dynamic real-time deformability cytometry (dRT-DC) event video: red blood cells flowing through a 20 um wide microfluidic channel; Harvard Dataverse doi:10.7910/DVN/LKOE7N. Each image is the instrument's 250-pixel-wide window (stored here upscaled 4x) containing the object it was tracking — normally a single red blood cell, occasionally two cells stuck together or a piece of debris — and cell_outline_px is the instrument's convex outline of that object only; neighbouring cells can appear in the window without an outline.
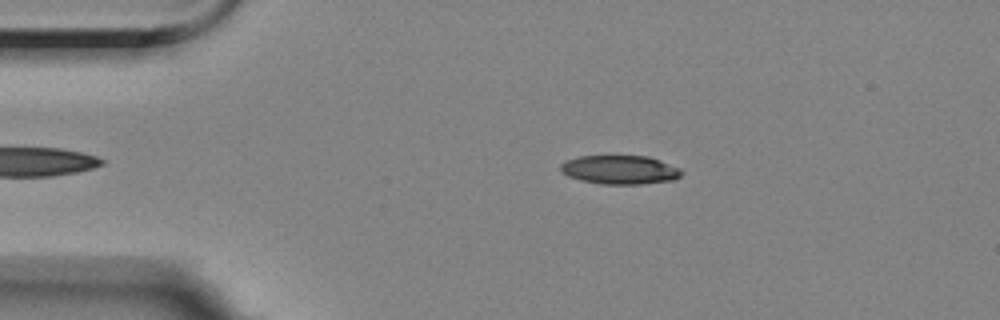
{"species": "Egyptian fruit bat (a non-hibernating species)", "species_latin": "Rousettus aegyptiacus", "temperature_condition": "room temperature", "stored_images_in_passage": 40, "camera_frame_rate_fps": 3000, "um_per_image_px": 0.085, "animal": {"sex": "female"}, "frame": {"image": 1, "passage_image": 2, "time_ms": 0.333, "image_size_px": [1000, 320], "cell_outline_px": [[684, 172], [676, 180], [640, 184], [604, 184], [580, 180], [568, 176], [560, 168], [560, 164], [568, 160], [580, 156], [648, 156], [660, 160], [680, 168]], "centroid_in_image_um": [52.74, 14.43], "position_along_channel_um": 32.3, "area_um2": 20.29}}
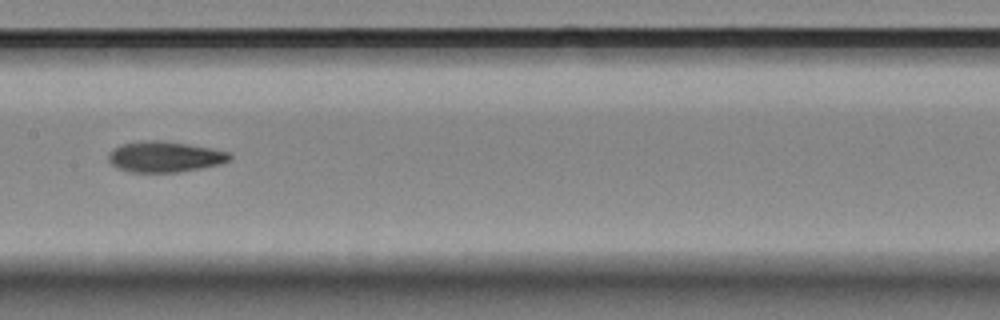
{"frame": {"image": 2, "passage_image": 19, "time_ms": 6.0, "image_size_px": [1000, 320], "cell_outline_px": [[232, 156], [228, 160], [220, 164], [176, 172], [128, 172], [116, 168], [108, 160], [108, 152], [112, 148], [120, 144], [140, 140], [164, 140], [208, 148], [228, 152]], "centroid_in_image_um": [13.9, 13.31], "position_along_channel_um": 193.5, "area_um2": 21.73}}
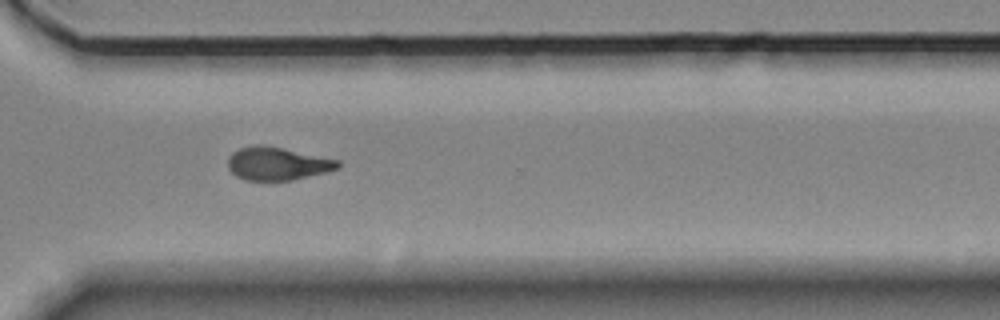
{"frame": {"image": 3, "passage_image": 32, "time_ms": 10.333, "image_size_px": [1000, 320], "cell_outline_px": [[340, 168], [292, 180], [244, 180], [236, 176], [228, 168], [228, 156], [232, 152], [240, 148], [256, 144], [264, 144], [340, 160]], "centroid_in_image_um": [23.55, 13.89], "position_along_channel_um": 347.0, "area_um2": 21.21}, "authors_computed_cell_mechanics": {"area_um2": 21.386, "velocity_mm_per_s": 3.5489, "shape_relaxation_time_tau1_ms": 9.7654, "shape_relaxation_time_tau2_ms": 3.0965, "deformation_change_tau1": 0.21, "deformation_change_tau2": 0.0969}}